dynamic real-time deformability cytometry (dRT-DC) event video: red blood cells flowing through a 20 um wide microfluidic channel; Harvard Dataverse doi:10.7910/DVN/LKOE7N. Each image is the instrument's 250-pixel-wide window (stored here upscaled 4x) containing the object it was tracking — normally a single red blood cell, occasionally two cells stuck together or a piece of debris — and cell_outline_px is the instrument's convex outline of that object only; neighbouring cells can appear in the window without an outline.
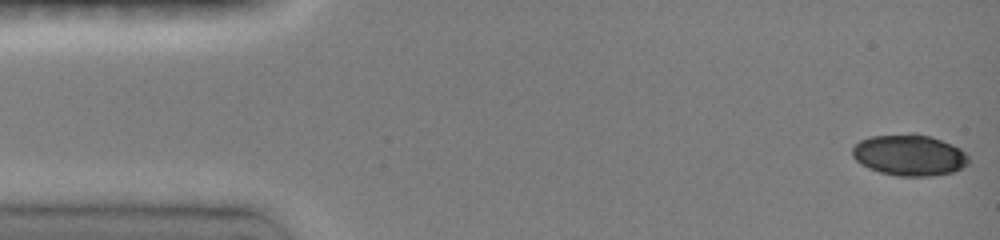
{"species": "common noctule bat (a hibernating species)", "species_latin": "Nyctalus noctula", "temperature_condition": "room temperature", "stored_images_in_passage": 50, "camera_frame_rate_fps": 3000, "um_per_image_px": 0.085, "animal": {"sex": "female", "body_mass_g": 19.0, "forearm_length_mm": 51.5}, "frame": {"image": 1, "passage_image": 1, "time_ms": 0.0, "image_size_px": [1000, 240], "cell_outline_px": [[968, 164], [952, 172], [932, 176], [896, 176], [880, 172], [868, 168], [860, 164], [852, 156], [852, 148], [860, 140], [872, 136], [928, 136], [952, 144], [960, 148], [968, 156]], "centroid_in_image_um": [77.28, 13.23], "position_along_channel_um": 7.7, "area_um2": 27.22}}
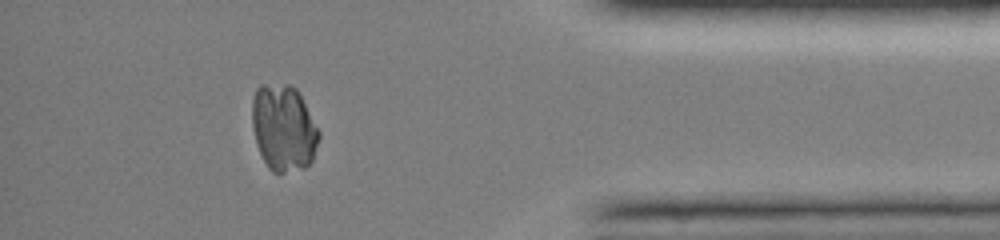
{"frame": {"image": 2, "passage_image": 41, "time_ms": 13.333, "image_size_px": [1000, 240], "cell_outline_px": [[320, 136], [312, 160], [304, 168], [284, 172], [272, 172], [268, 168], [256, 144], [252, 124], [252, 100], [256, 88], [260, 84], [288, 84], [296, 88], [320, 132]], "centroid_in_image_um": [24.08, 10.86], "position_along_channel_um": 411.1, "area_um2": 33.58}}